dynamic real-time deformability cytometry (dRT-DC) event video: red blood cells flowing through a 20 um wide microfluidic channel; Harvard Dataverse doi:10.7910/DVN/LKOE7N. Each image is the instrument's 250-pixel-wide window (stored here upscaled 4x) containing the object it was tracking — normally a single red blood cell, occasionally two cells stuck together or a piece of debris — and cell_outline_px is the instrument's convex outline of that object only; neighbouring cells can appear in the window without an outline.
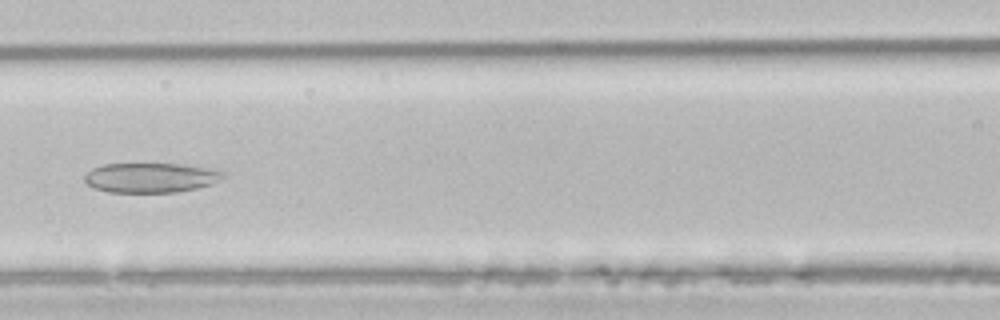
{"species": "common noctule bat (a hibernating species)", "species_latin": "Nyctalus noctula", "temperature_condition": "room temperature", "stored_images_in_passage": 47, "camera_frame_rate_fps": 3000, "um_per_image_px": 0.085, "animal": {"sex": "male", "body_mass_g": 21.5, "forearm_length_mm": 52.0}, "frame": {"image": 1, "passage_image": 18, "time_ms": 5.667, "image_size_px": [1000, 320], "cell_outline_px": [[224, 176], [220, 180], [212, 184], [196, 188], [176, 192], [108, 192], [96, 188], [88, 184], [84, 180], [84, 176], [92, 168], [104, 164], [180, 164], [204, 168], [224, 172]], "centroid_in_image_um": [12.79, 15.1], "position_along_channel_um": 153.8, "area_um2": 23.7}}
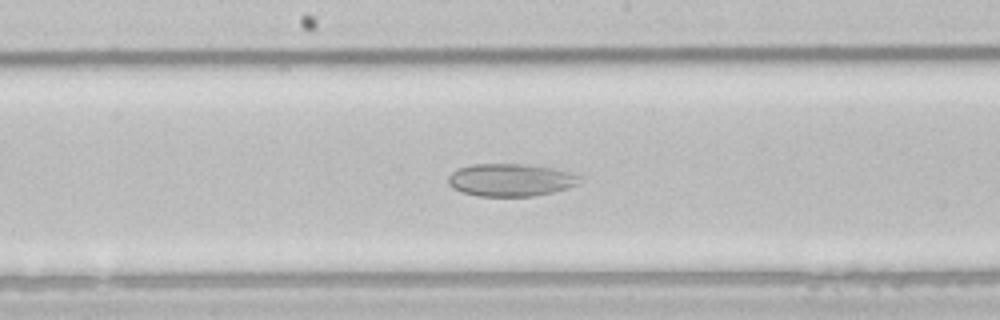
{"frame": {"image": 2, "passage_image": 22, "time_ms": 7.0, "image_size_px": [1000, 320], "cell_outline_px": [[584, 180], [580, 184], [568, 188], [552, 192], [532, 196], [480, 196], [460, 192], [452, 188], [448, 184], [448, 176], [456, 168], [472, 164], [520, 164], [556, 168], [584, 176]], "centroid_in_image_um": [43.44, 15.29], "position_along_channel_um": 204.8, "area_um2": 25.43}}
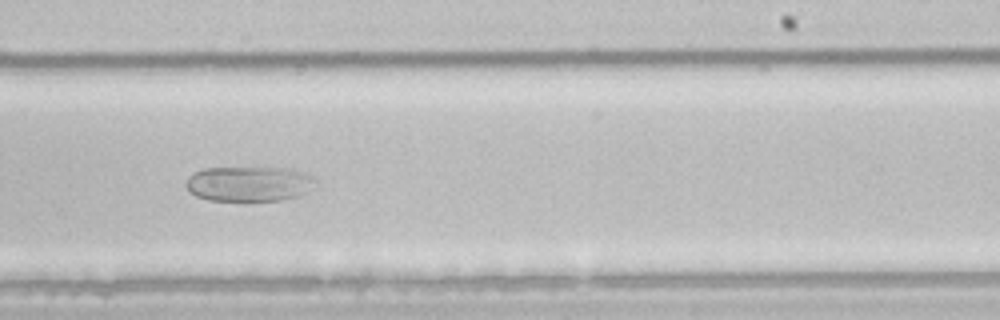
{"frame": {"image": 3, "passage_image": 27, "time_ms": 8.667, "image_size_px": [1000, 320], "cell_outline_px": [[320, 180], [308, 192], [296, 196], [280, 200], [252, 204], [244, 204], [208, 200], [196, 196], [188, 192], [184, 184], [188, 176], [204, 168], [292, 168], [304, 172]], "centroid_in_image_um": [21.17, 15.68], "position_along_channel_um": 267.8, "area_um2": 27.86}}